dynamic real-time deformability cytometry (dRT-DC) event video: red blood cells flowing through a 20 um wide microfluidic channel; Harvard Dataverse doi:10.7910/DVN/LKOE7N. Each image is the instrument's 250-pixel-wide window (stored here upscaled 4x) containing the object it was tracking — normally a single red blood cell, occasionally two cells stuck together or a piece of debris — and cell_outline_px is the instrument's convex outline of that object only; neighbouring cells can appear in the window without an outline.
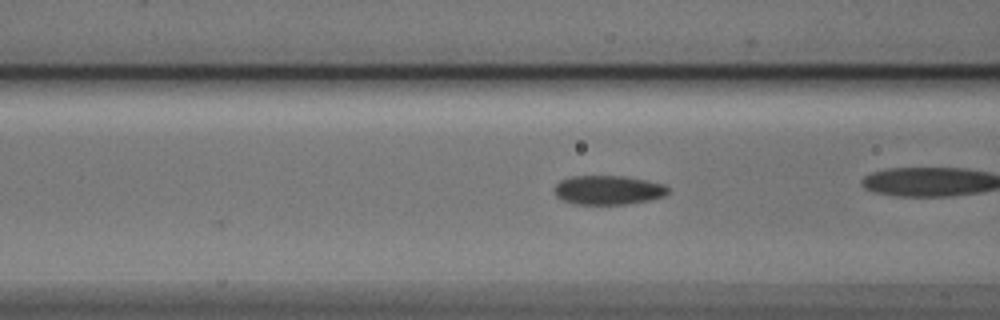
{"species": "Egyptian fruit bat (a non-hibernating species)", "species_latin": "Rousettus aegyptiacus", "temperature_condition": "cold", "stored_images_in_passage": 5, "camera_frame_rate_fps": 3000, "um_per_image_px": 0.085, "animal": {"sex": "male"}, "frame": {"image": 1, "passage_image": 3, "time_ms": 0.667, "image_size_px": [1000, 320], "cell_outline_px": [[668, 192], [664, 196], [652, 200], [624, 204], [572, 204], [556, 196], [556, 184], [560, 180], [572, 176], [624, 176], [664, 184], [668, 188]], "centroid_in_image_um": [51.7, 16.16], "position_along_channel_um": 114.9, "area_um2": 19.19}}